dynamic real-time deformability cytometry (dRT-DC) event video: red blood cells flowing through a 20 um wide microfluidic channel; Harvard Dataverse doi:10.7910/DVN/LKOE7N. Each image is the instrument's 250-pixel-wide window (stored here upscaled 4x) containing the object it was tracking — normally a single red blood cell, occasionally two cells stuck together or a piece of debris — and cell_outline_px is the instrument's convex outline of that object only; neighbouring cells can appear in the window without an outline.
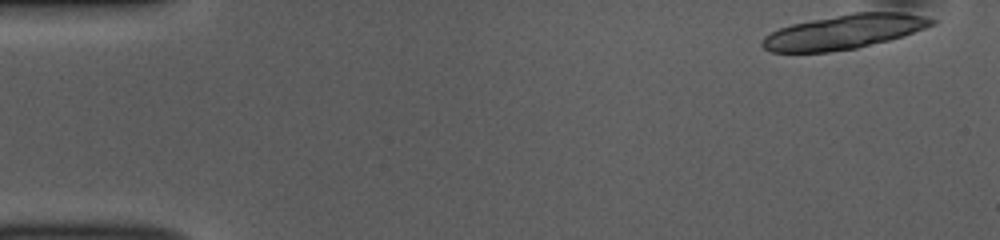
{"species": "common noctule bat (a hibernating species)", "species_latin": "Nyctalus noctula", "temperature_condition": "room temperature", "stored_images_in_passage": 16, "camera_frame_rate_fps": 3000, "um_per_image_px": 0.085, "animal": {"sex": "female", "body_mass_g": 10.0, "forearm_length_mm": 53.1}, "frame": {"image": 1, "passage_image": 1, "time_ms": 0.0, "image_size_px": [1000, 240], "cell_outline_px": [[936, 24], [904, 36], [856, 48], [828, 52], [772, 52], [764, 48], [760, 44], [760, 40], [764, 36], [780, 28], [792, 24], [852, 12], [904, 12], [924, 16], [936, 20]], "centroid_in_image_um": [71.76, 2.7], "position_along_channel_um": 13.2, "area_um2": 33.93}}